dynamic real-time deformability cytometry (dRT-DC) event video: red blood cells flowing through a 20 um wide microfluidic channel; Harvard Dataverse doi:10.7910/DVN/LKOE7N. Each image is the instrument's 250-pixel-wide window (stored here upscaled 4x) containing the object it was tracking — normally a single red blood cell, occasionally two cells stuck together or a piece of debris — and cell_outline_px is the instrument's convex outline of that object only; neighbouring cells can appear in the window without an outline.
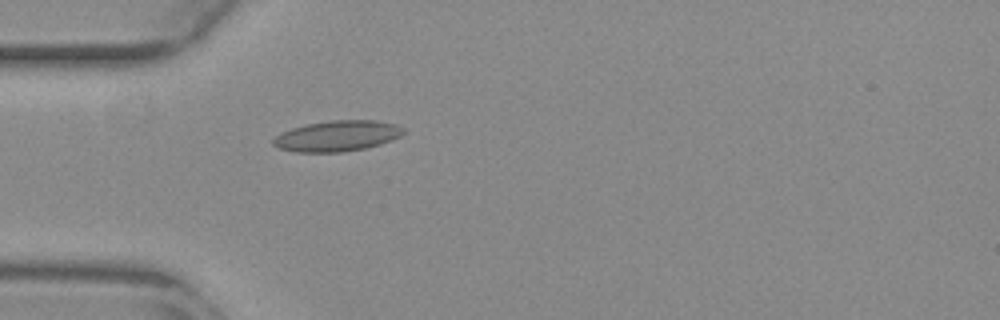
{"species": "common noctule bat (a hibernating species)", "species_latin": "Nyctalus noctula", "temperature_condition": "warm", "stored_images_in_passage": 36, "camera_frame_rate_fps": 3000, "um_per_image_px": 0.085, "animal": {"sex": "female", "body_mass_g": 29.2, "forearm_length_mm": 56.3}, "frame": {"image": 1, "passage_image": 1, "time_ms": 0.0, "image_size_px": [1000, 320], "cell_outline_px": [[404, 132], [400, 136], [392, 140], [380, 144], [364, 148], [340, 152], [296, 152], [280, 148], [272, 144], [272, 140], [276, 136], [292, 128], [304, 124], [332, 120], [376, 120], [396, 124], [404, 128]], "centroid_in_image_um": [28.68, 11.55], "position_along_channel_um": 56.3, "area_um2": 23.24}}
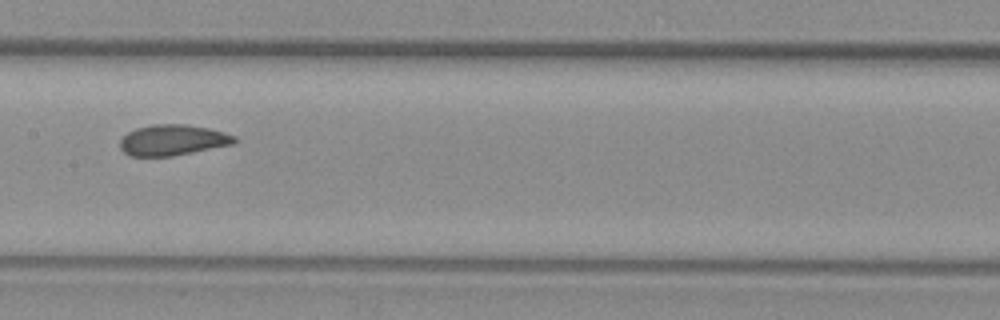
{"frame": {"image": 2, "passage_image": 12, "time_ms": 3.667, "image_size_px": [1000, 320], "cell_outline_px": [[236, 140], [232, 144], [172, 156], [132, 156], [124, 152], [120, 148], [120, 140], [128, 132], [136, 128], [152, 124], [188, 124], [208, 128], [224, 132], [236, 136]], "centroid_in_image_um": [14.66, 11.89], "position_along_channel_um": 192.7, "area_um2": 20.4}}
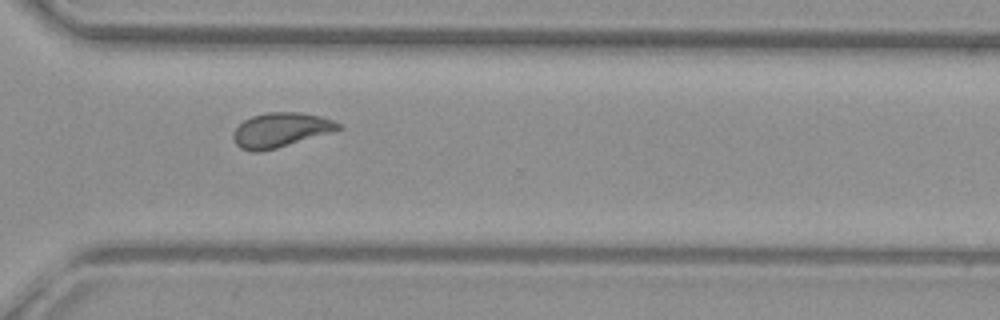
{"frame": {"image": 3, "passage_image": 24, "time_ms": 7.667, "image_size_px": [1000, 320], "cell_outline_px": [[340, 128], [332, 132], [276, 148], [260, 152], [252, 152], [240, 148], [236, 144], [232, 136], [236, 128], [244, 120], [252, 116], [268, 112], [300, 112], [320, 116], [332, 120], [340, 124]], "centroid_in_image_um": [23.82, 11.05], "position_along_channel_um": 346.8, "area_um2": 20.92}, "authors_computed_cell_mechanics": {"area_um2": 20.9814, "velocity_mm_per_s": 3.8522, "shape_relaxation_time_tau1_ms": null, "shape_relaxation_time_tau2_ms": 1.6035, "deformation_change_tau1": null, "deformation_change_tau2": 0.0602}}